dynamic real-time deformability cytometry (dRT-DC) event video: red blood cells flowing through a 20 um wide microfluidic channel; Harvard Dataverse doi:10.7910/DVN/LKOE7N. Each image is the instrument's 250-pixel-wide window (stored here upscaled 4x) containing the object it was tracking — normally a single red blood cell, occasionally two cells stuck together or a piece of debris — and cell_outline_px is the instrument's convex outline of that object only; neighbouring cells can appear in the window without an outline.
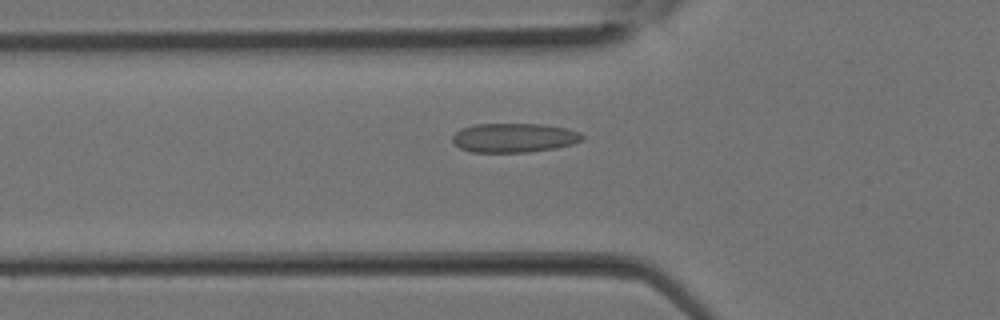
{"species": "Egyptian fruit bat (a non-hibernating species)", "species_latin": "Rousettus aegyptiacus", "temperature_condition": "room temperature", "stored_images_in_passage": 31, "camera_frame_rate_fps": 3000, "um_per_image_px": 0.085, "animal": {"sex": "female"}, "frame": {"image": 1, "passage_image": 11, "time_ms": 3.333, "image_size_px": [1000, 320], "cell_outline_px": [[584, 140], [572, 144], [556, 148], [528, 152], [472, 152], [460, 148], [452, 140], [452, 136], [456, 132], [464, 128], [476, 124], [544, 124], [568, 128], [580, 132], [584, 136]], "centroid_in_image_um": [43.75, 11.71], "position_along_channel_um": 82.1, "area_um2": 22.14}}
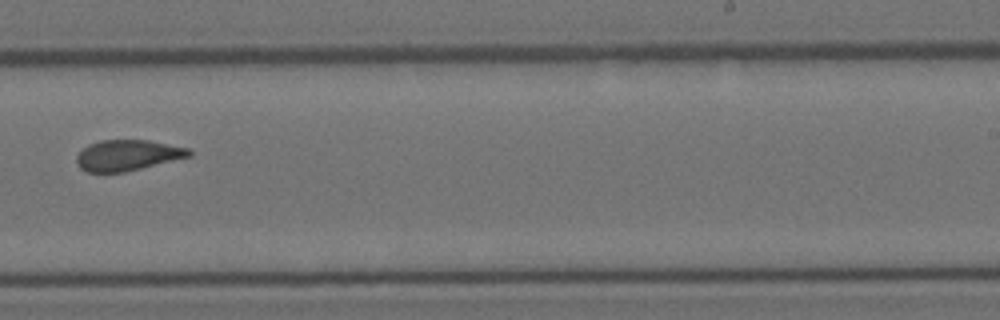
{"frame": {"image": 2, "passage_image": 20, "time_ms": 6.333, "image_size_px": [1000, 320], "cell_outline_px": [[192, 156], [124, 172], [88, 172], [80, 168], [76, 164], [76, 156], [88, 144], [100, 140], [148, 140], [192, 148]], "centroid_in_image_um": [10.87, 13.19], "position_along_channel_um": 278.1, "area_um2": 20.29}}
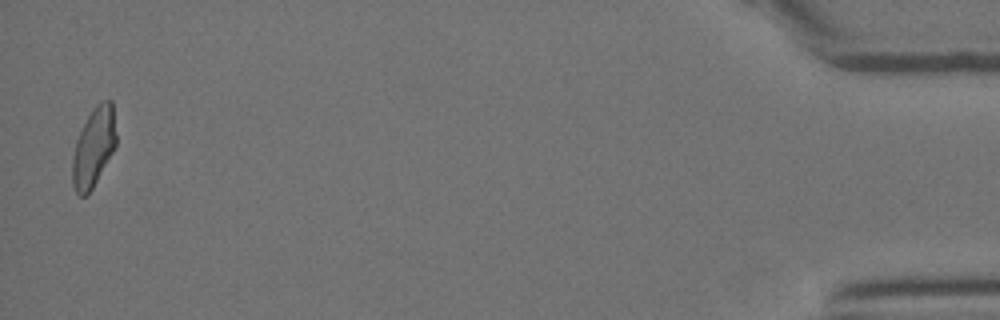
{"frame": {"image": 3, "passage_image": 31, "time_ms": 10.0, "image_size_px": [1000, 320], "cell_outline_px": [[116, 144], [112, 152], [88, 196], [80, 196], [76, 192], [72, 184], [72, 160], [76, 140], [88, 116], [96, 104], [104, 100], [112, 100], [116, 136]], "centroid_in_image_um": [7.95, 12.53], "position_along_channel_um": 427.3, "area_um2": 19.94}}